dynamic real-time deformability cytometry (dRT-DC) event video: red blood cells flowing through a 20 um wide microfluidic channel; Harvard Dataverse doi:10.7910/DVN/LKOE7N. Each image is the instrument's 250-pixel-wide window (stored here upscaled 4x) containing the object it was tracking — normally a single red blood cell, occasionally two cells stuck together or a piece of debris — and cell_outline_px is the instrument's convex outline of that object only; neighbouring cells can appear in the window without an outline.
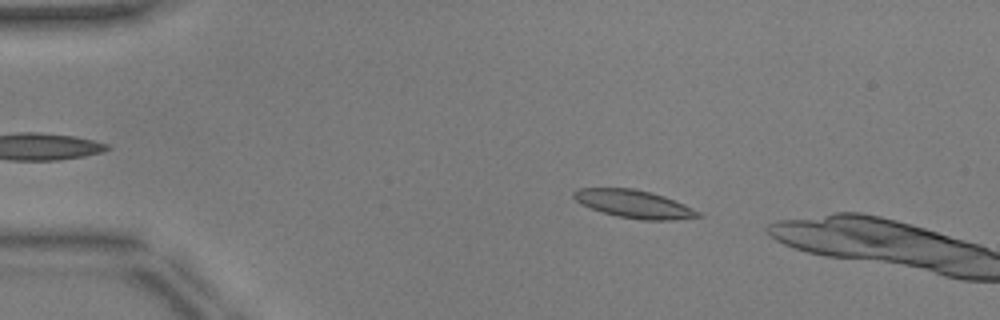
{"species": "common noctule bat (a hibernating species)", "species_latin": "Nyctalus noctula", "temperature_condition": "warm", "stored_images_in_passage": 10, "camera_frame_rate_fps": 3000, "um_per_image_px": 0.085, "animal": {"sex": "male", "body_mass_g": 17.9, "forearm_length_mm": 54.2}, "frame": {"image": 1, "passage_image": 7, "time_ms": 2.0, "image_size_px": [1000, 320], "cell_outline_px": [[704, 216], [676, 220], [640, 220], [616, 216], [600, 212], [580, 204], [572, 196], [572, 192], [580, 188], [632, 188], [652, 192], [664, 196], [684, 204], [700, 212]], "centroid_in_image_um": [53.88, 17.35], "position_along_channel_um": 31.1, "area_um2": 20.46}}